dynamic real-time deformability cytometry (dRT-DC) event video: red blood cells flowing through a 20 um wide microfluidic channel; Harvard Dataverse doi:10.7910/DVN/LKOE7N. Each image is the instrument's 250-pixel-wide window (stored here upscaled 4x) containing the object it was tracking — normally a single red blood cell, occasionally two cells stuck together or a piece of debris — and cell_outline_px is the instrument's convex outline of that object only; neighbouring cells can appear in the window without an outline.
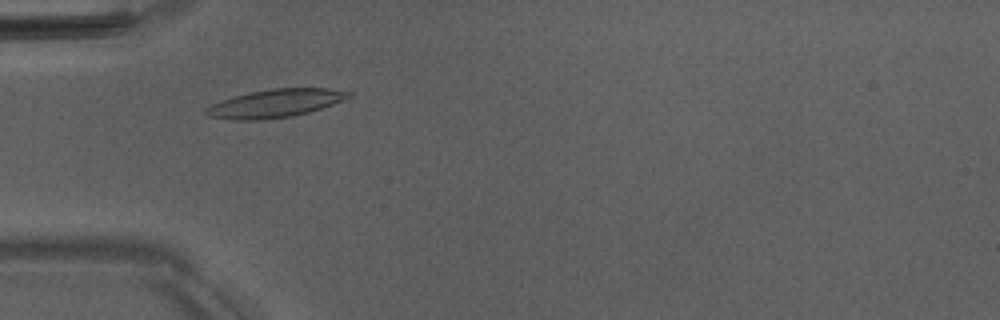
{"species": "Egyptian fruit bat (a non-hibernating species)", "species_latin": "Rousettus aegyptiacus", "temperature_condition": "room temperature", "stored_images_in_passage": 45, "camera_frame_rate_fps": 3000, "um_per_image_px": 0.085, "animal": {"sex": "male"}, "frame": {"image": 1, "passage_image": 10, "time_ms": 3.0, "image_size_px": [1000, 320], "cell_outline_px": [[352, 96], [344, 100], [308, 112], [292, 116], [264, 120], [232, 120], [208, 116], [204, 112], [204, 108], [220, 100], [248, 92], [272, 88], [328, 88], [352, 92]], "centroid_in_image_um": [23.36, 8.78], "position_along_channel_um": 61.6, "area_um2": 23.52}}
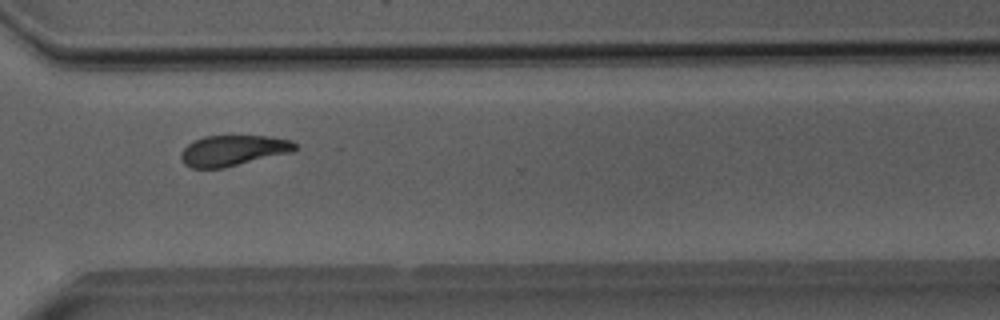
{"frame": {"image": 2, "passage_image": 32, "time_ms": 10.333, "image_size_px": [1000, 320], "cell_outline_px": [[300, 148], [292, 152], [224, 168], [192, 168], [184, 164], [180, 156], [180, 152], [192, 140], [204, 136], [272, 136], [292, 140]], "centroid_in_image_um": [19.83, 12.79], "position_along_channel_um": 350.8, "area_um2": 20.63}}
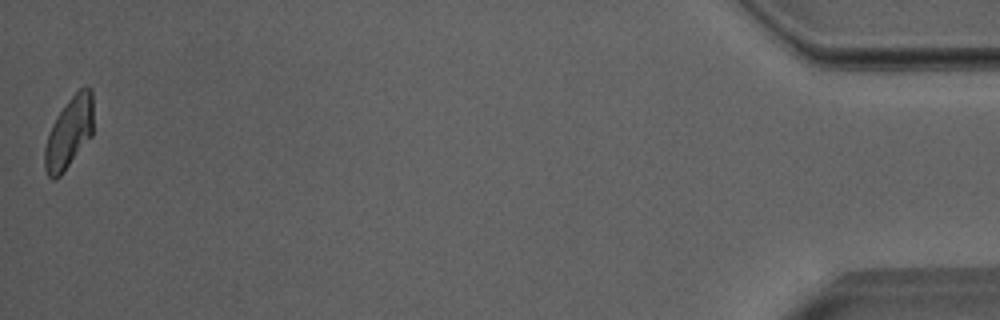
{"frame": {"image": 3, "passage_image": 45, "time_ms": 14.667, "image_size_px": [1000, 320], "cell_outline_px": [[92, 136], [64, 172], [60, 176], [52, 180], [48, 176], [44, 168], [44, 148], [52, 124], [56, 116], [68, 100], [80, 88], [92, 88]], "centroid_in_image_um": [5.86, 11.32], "position_along_channel_um": 429.3, "area_um2": 20.11}, "authors_computed_cell_mechanics": {"area_um2": 21.097, "velocity_mm_per_s": 3.996, "shape_relaxation_time_tau1_ms": 8.6972, "shape_relaxation_time_tau2_ms": 5.2252, "deformation_change_tau1": 0.2081, "deformation_change_tau2": 0.1238}}